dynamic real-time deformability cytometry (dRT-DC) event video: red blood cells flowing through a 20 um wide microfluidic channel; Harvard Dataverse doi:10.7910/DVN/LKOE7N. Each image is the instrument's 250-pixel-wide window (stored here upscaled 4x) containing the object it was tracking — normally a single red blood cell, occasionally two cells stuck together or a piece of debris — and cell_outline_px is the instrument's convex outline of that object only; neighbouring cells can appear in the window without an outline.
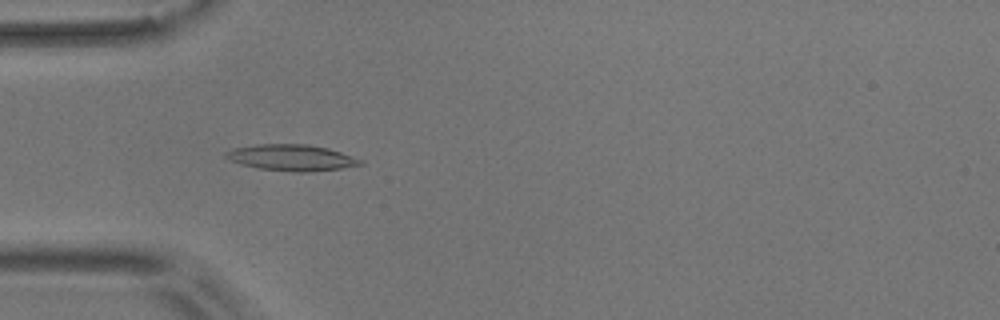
{"species": "common noctule bat (a hibernating species)", "species_latin": "Nyctalus noctula", "temperature_condition": "room temperature", "stored_images_in_passage": 43, "camera_frame_rate_fps": 3000, "um_per_image_px": 0.085, "animal": {"sex": "male", "body_mass_g": 17.9}, "frame": {"image": 1, "passage_image": 12, "time_ms": 3.667, "image_size_px": [1000, 320], "cell_outline_px": [[364, 164], [340, 168], [308, 172], [292, 172], [256, 168], [240, 164], [224, 156], [224, 152], [232, 148], [256, 144], [308, 144], [328, 148], [364, 160]], "centroid_in_image_um": [24.76, 13.4], "position_along_channel_um": 60.2, "area_um2": 20.63}}
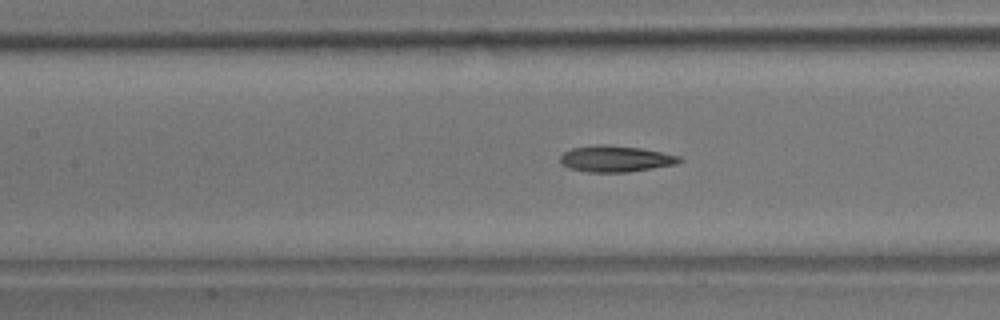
{"frame": {"image": 2, "passage_image": 20, "time_ms": 6.333, "image_size_px": [1000, 320], "cell_outline_px": [[684, 160], [676, 164], [628, 172], [588, 172], [572, 168], [560, 164], [560, 156], [564, 152], [572, 148], [596, 144], [604, 144], [640, 148], [680, 156]], "centroid_in_image_um": [52.31, 13.49], "position_along_channel_um": 155.1, "area_um2": 18.15}}
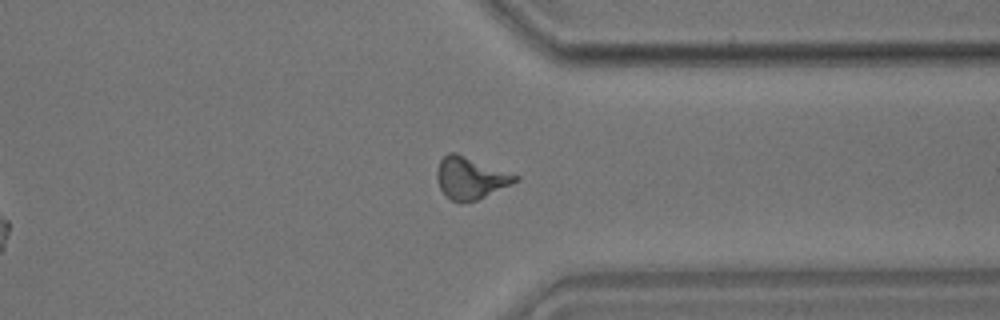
{"frame": {"image": 3, "passage_image": 38, "time_ms": 12.333, "image_size_px": [1000, 320], "cell_outline_px": [[520, 180], [512, 184], [476, 200], [452, 200], [440, 188], [436, 176], [436, 172], [440, 160], [448, 152], [456, 152], [520, 176]], "centroid_in_image_um": [40.01, 15.09], "position_along_channel_um": 371.4, "area_um2": 18.79}, "authors_computed_cell_mechanics": {"area_um2": 18.496, "velocity_mm_per_s": 3.6353, "shape_relaxation_time_tau1_ms": 9.5119, "shape_relaxation_time_tau2_ms": 2.9445, "deformation_change_tau1": 0.2391, "deformation_change_tau2": 0.1095}}